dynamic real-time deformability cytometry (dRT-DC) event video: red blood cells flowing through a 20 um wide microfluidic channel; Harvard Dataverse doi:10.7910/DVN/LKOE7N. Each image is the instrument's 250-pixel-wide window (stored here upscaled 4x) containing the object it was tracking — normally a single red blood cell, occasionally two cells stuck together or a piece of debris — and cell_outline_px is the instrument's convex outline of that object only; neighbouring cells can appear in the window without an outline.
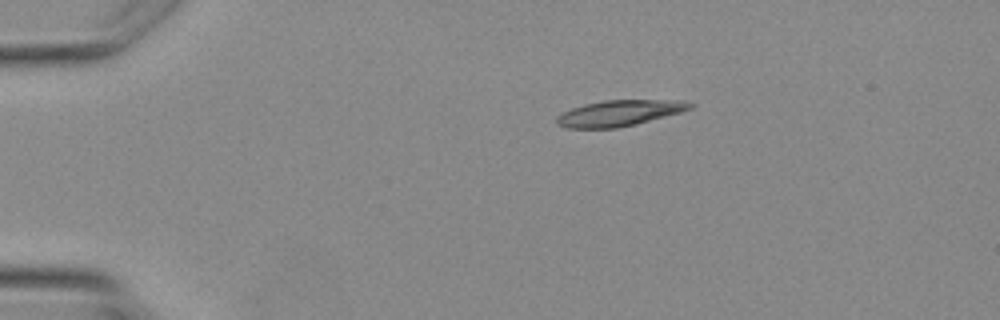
{"species": "Egyptian fruit bat (a non-hibernating species)", "species_latin": "Rousettus aegyptiacus", "temperature_condition": "warm", "stored_images_in_passage": 3, "camera_frame_rate_fps": 3000, "um_per_image_px": 0.085, "animal": {"sex": "female"}, "frame": {"image": 1, "passage_image": 1, "time_ms": 0.0, "image_size_px": [1000, 320], "cell_outline_px": [[696, 104], [692, 108], [680, 112], [636, 124], [616, 128], [568, 128], [556, 124], [556, 116], [572, 108], [584, 104], [604, 100], [672, 100]], "centroid_in_image_um": [52.61, 9.61], "position_along_channel_um": 32.4, "area_um2": 19.94}}